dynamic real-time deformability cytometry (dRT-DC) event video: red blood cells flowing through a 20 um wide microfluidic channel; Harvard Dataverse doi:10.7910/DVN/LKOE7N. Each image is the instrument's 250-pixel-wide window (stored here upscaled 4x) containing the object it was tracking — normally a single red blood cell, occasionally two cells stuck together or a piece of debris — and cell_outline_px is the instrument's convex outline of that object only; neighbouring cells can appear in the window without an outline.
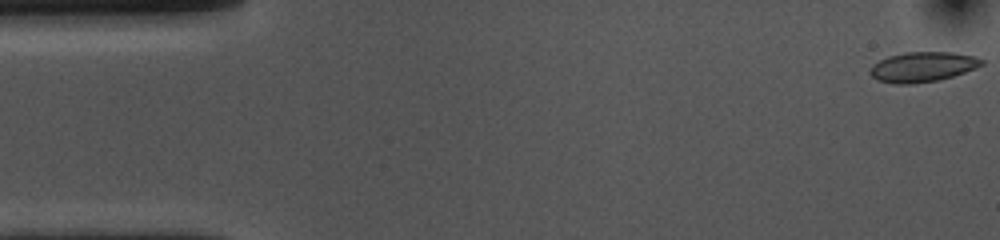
{"species": "common noctule bat (a hibernating species)", "species_latin": "Nyctalus noctula", "temperature_condition": "cold", "stored_images_in_passage": 55, "camera_frame_rate_fps": 3000, "um_per_image_px": 0.085, "animal": {"sex": "female", "body_mass_g": 10.0, "forearm_length_mm": 53.1}, "frame": {"image": 1, "passage_image": 1, "time_ms": 0.0, "image_size_px": [1000, 240], "cell_outline_px": [[984, 64], [976, 68], [952, 76], [936, 80], [912, 84], [896, 84], [876, 80], [868, 72], [872, 64], [888, 56], [904, 52], [952, 52], [976, 56], [984, 60]], "centroid_in_image_um": [78.4, 5.68], "position_along_channel_um": 6.6, "area_um2": 19.59}}
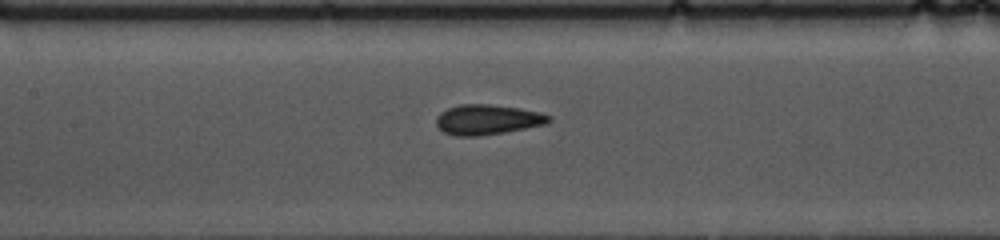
{"frame": {"image": 2, "passage_image": 24, "time_ms": 7.667, "image_size_px": [1000, 240], "cell_outline_px": [[552, 120], [548, 124], [504, 132], [480, 136], [456, 136], [444, 132], [436, 124], [436, 116], [440, 112], [448, 108], [460, 104], [488, 104], [520, 108], [540, 112], [552, 116]], "centroid_in_image_um": [41.46, 10.16], "position_along_channel_um": 165.9, "area_um2": 19.88}}
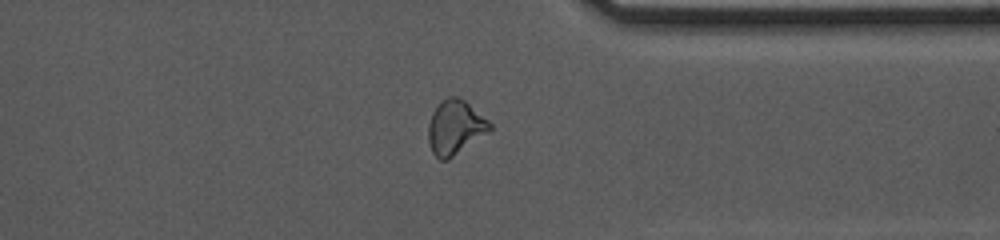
{"frame": {"image": 3, "passage_image": 42, "time_ms": 13.667, "image_size_px": [1000, 240], "cell_outline_px": [[492, 128], [488, 132], [448, 160], [440, 160], [432, 152], [428, 140], [428, 124], [432, 112], [448, 96], [456, 96], [464, 100], [488, 120], [492, 124]], "centroid_in_image_um": [38.68, 10.84], "position_along_channel_um": 372.7, "area_um2": 19.19}, "authors_computed_cell_mechanics": {"area_um2": 19.4208, "velocity_mm_per_s": 3.5611, "shape_relaxation_time_tau1_ms": 5.4123, "shape_relaxation_time_tau2_ms": 1.6045, "deformation_change_tau1": 0.1219, "deformation_change_tau2": 0.0644}}